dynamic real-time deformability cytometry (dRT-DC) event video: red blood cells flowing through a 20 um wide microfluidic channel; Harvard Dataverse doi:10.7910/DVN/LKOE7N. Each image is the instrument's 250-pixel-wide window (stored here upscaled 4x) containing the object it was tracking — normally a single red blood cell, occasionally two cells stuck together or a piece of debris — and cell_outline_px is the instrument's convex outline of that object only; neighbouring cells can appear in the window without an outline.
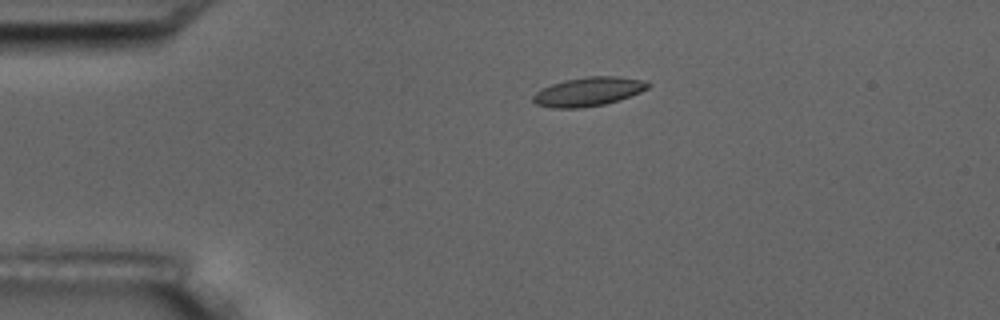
{"species": "common noctule bat (a hibernating species)", "species_latin": "Nyctalus noctula", "temperature_condition": "room temperature", "stored_images_in_passage": 5, "camera_frame_rate_fps": 3000, "um_per_image_px": 0.085, "animal": {"sex": "male", "body_mass_g": 17.5, "forearm_length_mm": 52.3}, "frame": {"image": 1, "passage_image": 3, "time_ms": 3.0, "image_size_px": [1000, 320], "cell_outline_px": [[652, 84], [648, 88], [640, 92], [620, 100], [604, 104], [580, 108], [552, 108], [536, 104], [532, 100], [532, 96], [536, 92], [552, 84], [564, 80], [588, 76], [616, 76], [640, 80]], "centroid_in_image_um": [50.0, 7.79], "position_along_channel_um": 35.0, "area_um2": 19.25}}
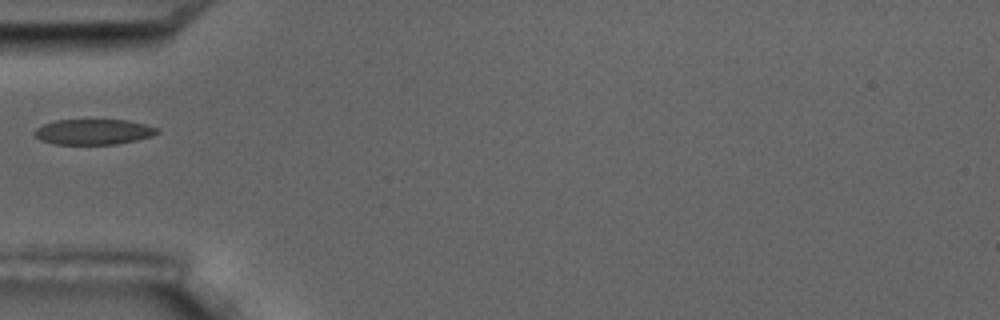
{"frame": {"image": 2, "passage_image": 5, "time_ms": 5.333, "image_size_px": [1000, 320], "cell_outline_px": [[160, 132], [152, 136], [136, 140], [116, 144], [56, 144], [40, 140], [32, 132], [36, 128], [44, 124], [56, 120], [128, 120], [160, 128]], "centroid_in_image_um": [7.96, 11.2], "position_along_channel_um": 77.0, "area_um2": 18.21}}